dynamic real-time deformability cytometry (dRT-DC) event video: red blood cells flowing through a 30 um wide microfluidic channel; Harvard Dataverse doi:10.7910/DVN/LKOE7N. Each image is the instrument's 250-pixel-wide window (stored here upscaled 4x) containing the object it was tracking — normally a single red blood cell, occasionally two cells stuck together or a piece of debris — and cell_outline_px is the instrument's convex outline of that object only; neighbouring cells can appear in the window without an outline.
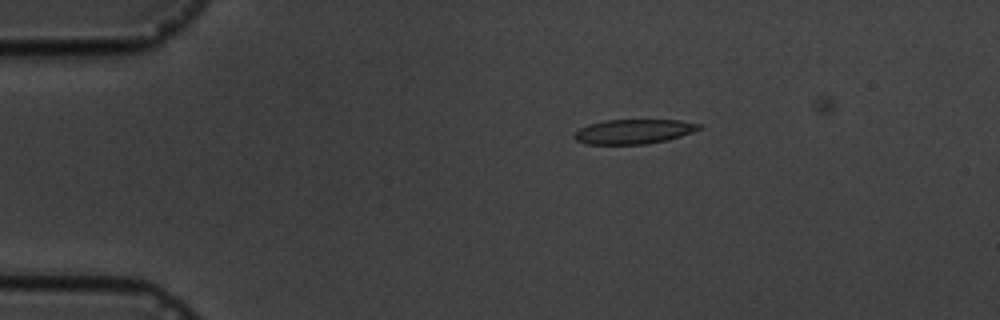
{"species": "common noctule bat (a hibernating species)", "species_latin": "Nyctalus noctula", "temperature_condition": "cold", "stored_images_in_passage": 5, "camera_frame_rate_fps": 3000, "um_per_image_px": 0.085, "animal": {"sex": "male", "body_mass_g": 19.5, "forearm_length_mm": 54.6}, "frame": {"image": 1, "passage_image": 3, "time_ms": 2.667, "image_size_px": [1000, 320], "cell_outline_px": [[700, 128], [692, 132], [668, 140], [648, 144], [584, 144], [576, 140], [572, 136], [580, 128], [588, 124], [604, 120], [680, 120], [700, 124]], "centroid_in_image_um": [53.83, 11.18], "position_along_channel_um": 31.2, "area_um2": 17.86}}